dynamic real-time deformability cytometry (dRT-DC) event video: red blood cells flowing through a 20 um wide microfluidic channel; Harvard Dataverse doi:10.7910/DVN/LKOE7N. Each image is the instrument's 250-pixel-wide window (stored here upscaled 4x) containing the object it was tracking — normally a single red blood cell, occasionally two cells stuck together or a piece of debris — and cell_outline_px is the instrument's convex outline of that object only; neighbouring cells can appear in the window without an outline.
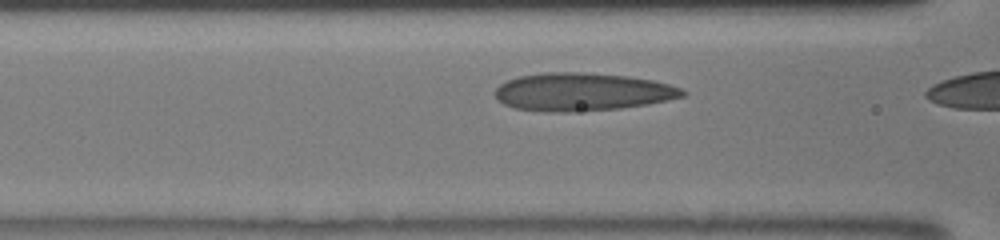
{"species": "human", "species_latin": "Homo sapiens", "temperature_condition": "room temperature", "stored_images_in_passage": 9, "camera_frame_rate_fps": 3000, "um_per_image_px": 0.085, "donor": {"sex": "male"}, "frame": {"image": 1, "passage_image": 8, "time_ms": 2.333, "image_size_px": [1000, 240], "cell_outline_px": [[688, 92], [684, 96], [668, 100], [648, 104], [620, 108], [572, 112], [544, 112], [516, 108], [504, 104], [496, 100], [496, 88], [500, 84], [508, 80], [520, 76], [544, 72], [584, 72], [628, 76], [652, 80], [684, 88]], "centroid_in_image_um": [49.51, 7.81], "position_along_channel_um": 117.1, "area_um2": 41.67}}